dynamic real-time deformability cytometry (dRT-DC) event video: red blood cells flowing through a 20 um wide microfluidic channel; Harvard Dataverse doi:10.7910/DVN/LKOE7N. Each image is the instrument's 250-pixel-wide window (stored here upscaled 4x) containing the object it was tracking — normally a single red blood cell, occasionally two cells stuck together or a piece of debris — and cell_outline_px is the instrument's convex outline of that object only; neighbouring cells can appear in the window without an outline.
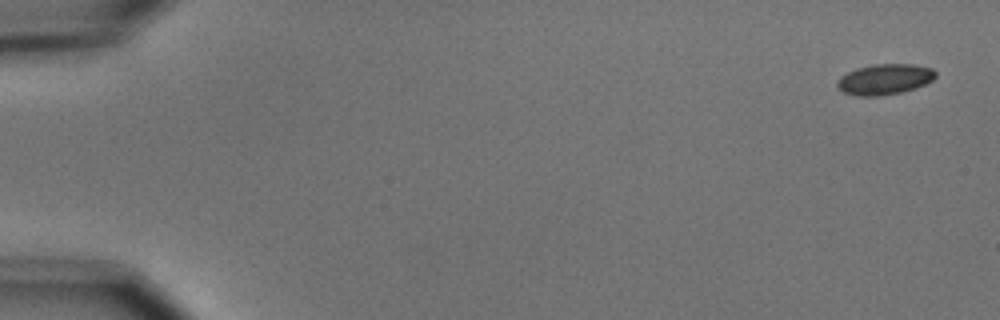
{"species": "common noctule bat (a hibernating species)", "species_latin": "Nyctalus noctula", "temperature_condition": "cold", "stored_images_in_passage": 7, "camera_frame_rate_fps": 3000, "um_per_image_px": 0.085, "animal": {"sex": "male", "body_mass_g": 15.6}, "frame": {"image": 1, "passage_image": 1, "time_ms": 0.0, "image_size_px": [1000, 320], "cell_outline_px": [[936, 76], [932, 80], [916, 88], [900, 92], [880, 96], [856, 96], [844, 92], [836, 88], [836, 80], [840, 76], [856, 68], [876, 64], [912, 64], [932, 68], [936, 72]], "centroid_in_image_um": [75.16, 6.74], "position_along_channel_um": 9.8, "area_um2": 17.63}}
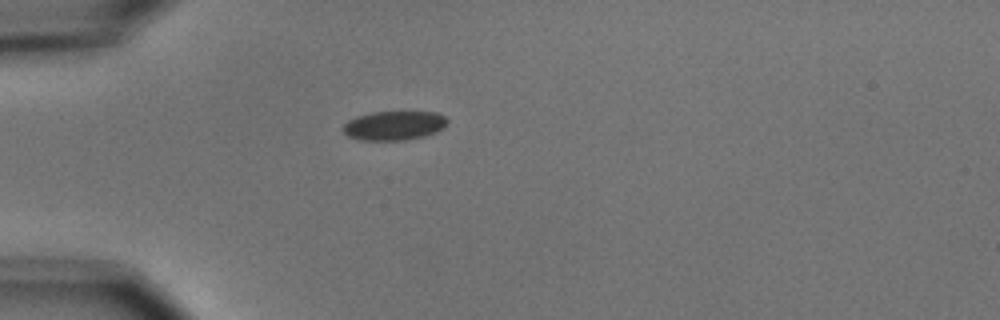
{"frame": {"image": 2, "passage_image": 5, "time_ms": 4.667, "image_size_px": [1000, 320], "cell_outline_px": [[448, 124], [444, 128], [436, 132], [424, 136], [404, 140], [360, 140], [348, 136], [340, 128], [348, 120], [356, 116], [372, 112], [436, 112], [444, 116], [448, 120]], "centroid_in_image_um": [33.49, 10.67], "position_along_channel_um": 51.5, "area_um2": 17.86}}